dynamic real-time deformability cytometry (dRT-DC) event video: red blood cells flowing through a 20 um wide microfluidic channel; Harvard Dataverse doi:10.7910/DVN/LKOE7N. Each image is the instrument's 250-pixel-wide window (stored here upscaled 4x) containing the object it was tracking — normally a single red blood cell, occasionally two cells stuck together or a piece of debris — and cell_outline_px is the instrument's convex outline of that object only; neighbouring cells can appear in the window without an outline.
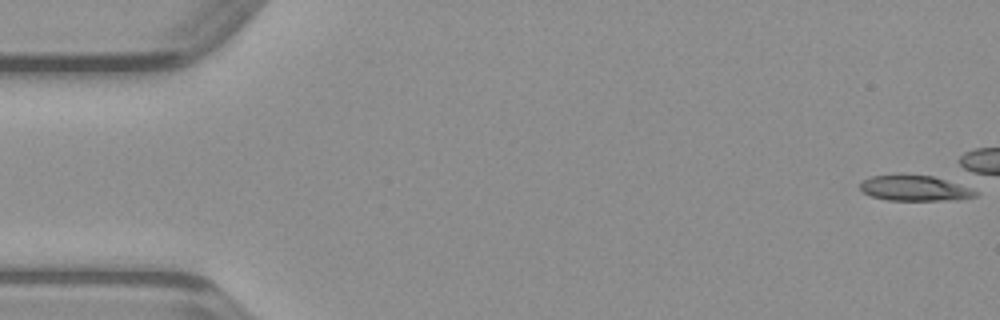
{"species": "common noctule bat (a hibernating species)", "species_latin": "Nyctalus noctula", "temperature_condition": "warm", "stored_images_in_passage": 2, "camera_frame_rate_fps": 3000, "um_per_image_px": 0.085, "animal": {"sex": "male", "body_mass_g": 23.1, "forearm_length_mm": 52.7}, "frame": {"image": 1, "passage_image": 1, "time_ms": 0.0, "image_size_px": [1000, 320], "cell_outline_px": [[976, 196], [956, 200], [888, 200], [872, 196], [864, 192], [860, 188], [860, 184], [864, 180], [872, 176], [932, 176], [968, 184], [976, 192]], "centroid_in_image_um": [77.86, 16.01], "position_along_channel_um": 7.1, "area_um2": 16.94}}